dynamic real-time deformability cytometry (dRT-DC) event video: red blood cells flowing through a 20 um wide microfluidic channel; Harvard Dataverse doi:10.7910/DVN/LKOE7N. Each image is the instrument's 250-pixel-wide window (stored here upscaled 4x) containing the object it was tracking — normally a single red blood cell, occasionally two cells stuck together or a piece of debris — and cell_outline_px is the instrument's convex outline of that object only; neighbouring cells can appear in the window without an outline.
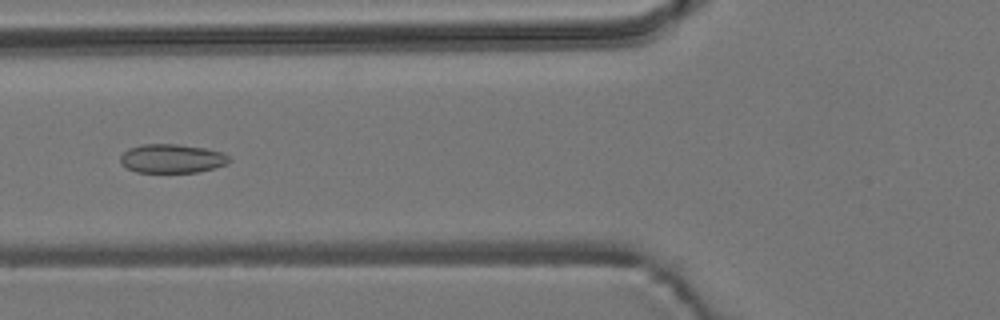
{"species": "common noctule bat (a hibernating species)", "species_latin": "Nyctalus noctula", "temperature_condition": "room temperature", "stored_images_in_passage": 54, "camera_frame_rate_fps": 3000, "um_per_image_px": 0.085, "animal": {"sex": "male", "body_mass_g": 19.2, "forearm_length_mm": 51.8}, "frame": {"image": 1, "passage_image": 20, "time_ms": 6.333, "image_size_px": [1000, 320], "cell_outline_px": [[232, 160], [228, 164], [216, 168], [196, 172], [136, 172], [128, 168], [120, 160], [120, 156], [128, 148], [140, 144], [176, 144], [204, 148], [224, 152]], "centroid_in_image_um": [14.66, 13.47], "position_along_channel_um": 111.1, "area_um2": 18.38}}
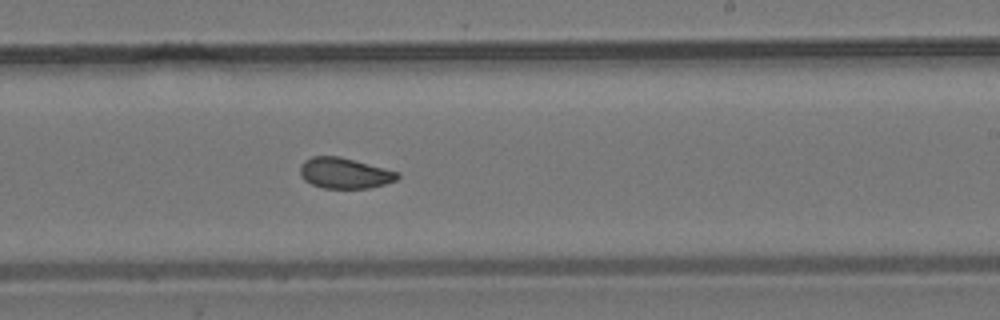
{"frame": {"image": 2, "passage_image": 32, "time_ms": 10.333, "image_size_px": [1000, 320], "cell_outline_px": [[400, 176], [396, 180], [384, 184], [368, 188], [324, 188], [312, 184], [304, 180], [300, 176], [300, 164], [304, 160], [312, 156], [340, 156], [400, 172]], "centroid_in_image_um": [29.28, 14.7], "position_along_channel_um": 259.7, "area_um2": 17.51}}
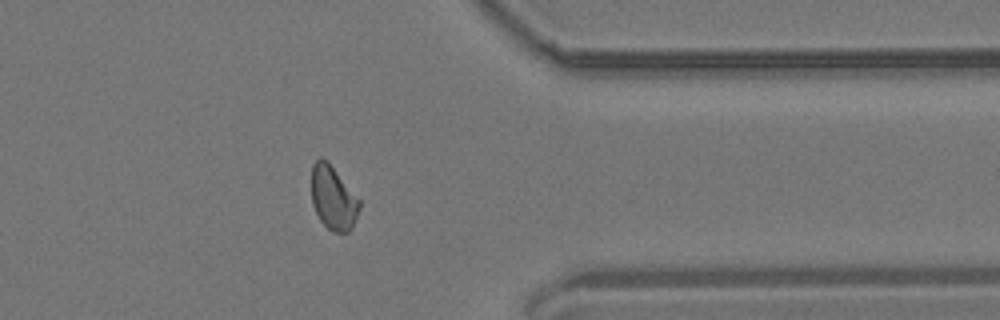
{"frame": {"image": 3, "passage_image": 43, "time_ms": 14.0, "image_size_px": [1000, 320], "cell_outline_px": [[360, 208], [352, 228], [348, 232], [332, 232], [320, 220], [312, 204], [312, 164], [320, 156], [328, 160], [360, 200]], "centroid_in_image_um": [28.32, 16.8], "position_along_channel_um": 383.1, "area_um2": 17.92}, "authors_computed_cell_mechanics": {"area_um2": 18.0914, "velocity_mm_per_s": 3.7179, "shape_relaxation_time_tau1_ms": null, "shape_relaxation_time_tau2_ms": 2.1402, "deformation_change_tau1": null, "deformation_change_tau2": 0.0706}}